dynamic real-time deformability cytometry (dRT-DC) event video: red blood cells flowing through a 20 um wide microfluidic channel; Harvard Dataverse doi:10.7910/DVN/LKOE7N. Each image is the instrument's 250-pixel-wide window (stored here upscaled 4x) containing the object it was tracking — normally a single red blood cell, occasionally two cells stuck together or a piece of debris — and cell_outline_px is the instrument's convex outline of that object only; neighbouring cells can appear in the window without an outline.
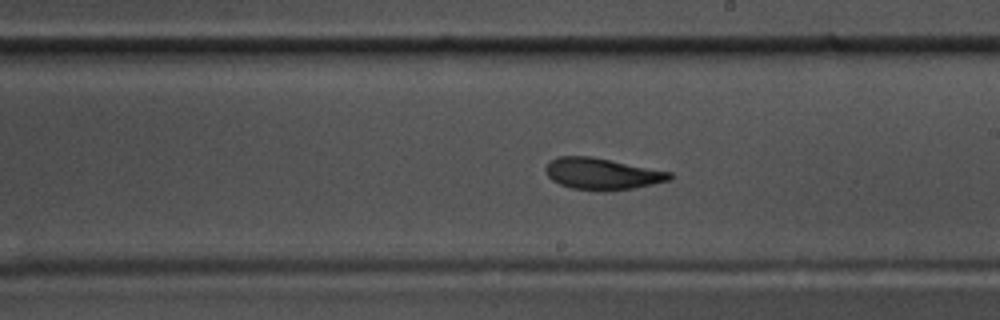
{"species": "common noctule bat (a hibernating species)", "species_latin": "Nyctalus noctula", "temperature_condition": "warm", "stored_images_in_passage": 41, "camera_frame_rate_fps": 3000, "um_per_image_px": 0.085, "animal": {"sex": "male", "body_mass_g": 17.5, "forearm_length_mm": 52.3}, "frame": {"image": 1, "passage_image": 24, "time_ms": 7.667, "image_size_px": [1000, 320], "cell_outline_px": [[672, 180], [632, 188], [572, 188], [560, 184], [552, 180], [544, 172], [544, 168], [548, 160], [556, 156], [592, 156], [672, 172]], "centroid_in_image_um": [51.14, 14.71], "position_along_channel_um": 237.9, "area_um2": 22.25}, "authors_computed_cell_mechanics": {"area_um2": 22.8888, "velocity_mm_per_s": 3.5901, "shape_relaxation_time_tau1_ms": 8.3244, "shape_relaxation_time_tau2_ms": 1.7765, "deformation_change_tau1": 0.1988, "deformation_change_tau2": 0.0765}}